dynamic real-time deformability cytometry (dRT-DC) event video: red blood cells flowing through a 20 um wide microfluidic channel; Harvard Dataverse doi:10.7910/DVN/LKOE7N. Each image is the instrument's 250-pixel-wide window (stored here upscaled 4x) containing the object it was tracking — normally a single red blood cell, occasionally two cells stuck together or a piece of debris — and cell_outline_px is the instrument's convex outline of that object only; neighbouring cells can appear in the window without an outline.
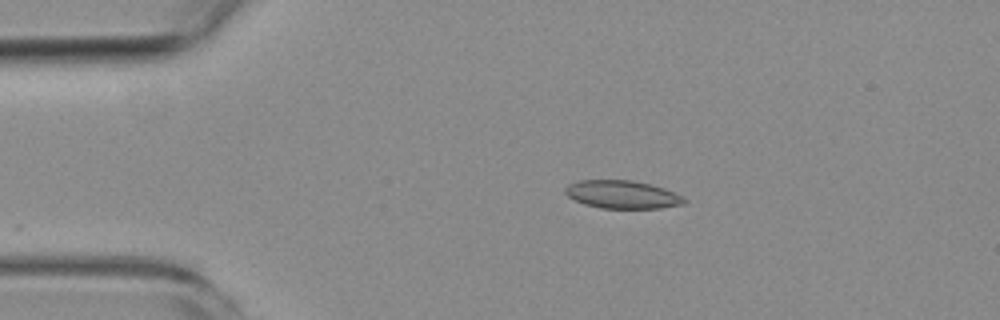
{"species": "common noctule bat (a hibernating species)", "species_latin": "Nyctalus noctula", "temperature_condition": "room temperature", "stored_images_in_passage": 3, "camera_frame_rate_fps": 3000, "um_per_image_px": 0.085, "animal": {"sex": "female", "body_mass_g": 19.3, "forearm_length_mm": 54.1}, "frame": {"image": 1, "passage_image": 3, "time_ms": 2.0, "image_size_px": [1000, 320], "cell_outline_px": [[688, 200], [684, 204], [660, 208], [600, 208], [584, 204], [568, 196], [564, 192], [564, 188], [568, 184], [580, 180], [632, 180], [652, 184], [664, 188]], "centroid_in_image_um": [52.88, 16.53], "position_along_channel_um": 32.1, "area_um2": 19.42}}